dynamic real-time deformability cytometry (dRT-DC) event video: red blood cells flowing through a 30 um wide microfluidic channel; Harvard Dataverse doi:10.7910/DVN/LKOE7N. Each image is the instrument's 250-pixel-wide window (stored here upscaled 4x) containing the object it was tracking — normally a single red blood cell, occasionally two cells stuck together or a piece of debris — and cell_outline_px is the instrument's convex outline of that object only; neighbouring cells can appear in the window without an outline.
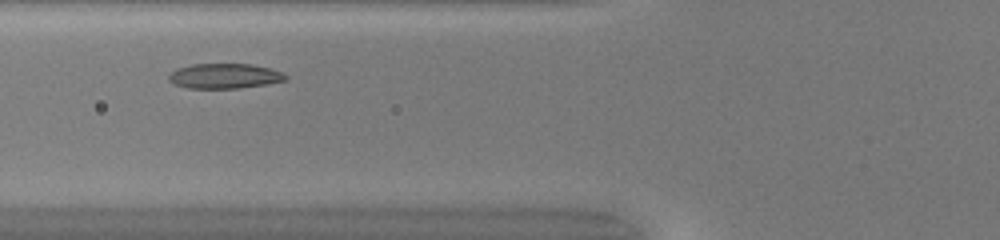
{"species": "common noctule bat (a hibernating species)", "species_latin": "Nyctalus noctula", "temperature_condition": "warm", "stored_images_in_passage": 28, "camera_frame_rate_fps": 3000, "um_per_image_px": 0.085, "animal": {"sex": "female", "body_mass_g": 20.0, "forearm_length_mm": 54.0}, "frame": {"image": 1, "passage_image": 6, "time_ms": 1.667, "image_size_px": [1000, 240], "cell_outline_px": [[288, 80], [240, 88], [188, 88], [172, 84], [168, 80], [168, 72], [176, 68], [192, 64], [252, 64], [268, 68], [280, 72], [288, 76]], "centroid_in_image_um": [19.01, 6.46], "position_along_channel_um": 106.8, "area_um2": 17.11}}
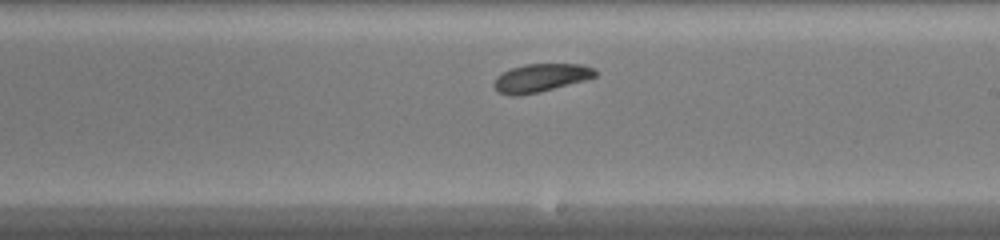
{"frame": {"image": 2, "passage_image": 16, "time_ms": 5.0, "image_size_px": [1000, 240], "cell_outline_px": [[596, 76], [584, 80], [540, 92], [516, 96], [512, 96], [500, 92], [492, 84], [496, 76], [512, 68], [524, 64], [580, 64], [592, 68], [596, 72]], "centroid_in_image_um": [45.93, 6.62], "position_along_channel_um": 243.1, "area_um2": 16.42}}
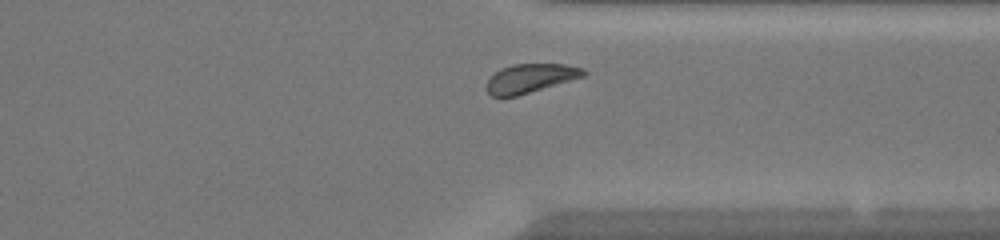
{"frame": {"image": 3, "passage_image": 25, "time_ms": 8.0, "image_size_px": [1000, 240], "cell_outline_px": [[588, 72], [584, 76], [516, 96], [492, 96], [488, 92], [488, 76], [500, 68], [512, 64], [564, 64], [584, 68]], "centroid_in_image_um": [45.07, 6.63], "position_along_channel_um": 366.3, "area_um2": 16.18}, "authors_computed_cell_mechanics": {"area_um2": 16.6175, "velocity_mm_per_s": 4.0956, "shape_relaxation_time_tau1_ms": 3.7308, "shape_relaxation_time_tau2_ms": 3.4933, "deformation_change_tau1": 0.0972, "deformation_change_tau2": 0.0673}}